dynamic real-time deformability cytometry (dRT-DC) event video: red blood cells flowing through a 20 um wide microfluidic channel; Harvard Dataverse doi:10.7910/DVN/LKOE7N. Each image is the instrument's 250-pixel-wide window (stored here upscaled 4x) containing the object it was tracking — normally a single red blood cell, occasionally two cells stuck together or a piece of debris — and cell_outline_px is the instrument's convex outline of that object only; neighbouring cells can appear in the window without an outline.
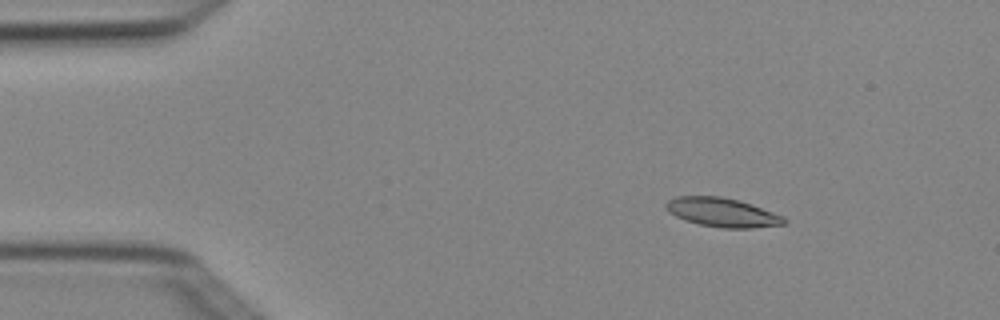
{"species": "Egyptian fruit bat (a non-hibernating species)", "species_latin": "Rousettus aegyptiacus", "temperature_condition": "cold", "stored_images_in_passage": 3, "camera_frame_rate_fps": 3000, "um_per_image_px": 0.085, "animal": {"sex": "female"}, "frame": {"image": 1, "passage_image": 1, "time_ms": 0.0, "image_size_px": [1000, 320], "cell_outline_px": [[788, 220], [784, 224], [752, 228], [720, 228], [700, 224], [684, 220], [668, 212], [664, 204], [668, 200], [676, 196], [720, 196], [752, 204], [784, 216]], "centroid_in_image_um": [61.39, 18.05], "position_along_channel_um": 23.6, "area_um2": 20.0}}